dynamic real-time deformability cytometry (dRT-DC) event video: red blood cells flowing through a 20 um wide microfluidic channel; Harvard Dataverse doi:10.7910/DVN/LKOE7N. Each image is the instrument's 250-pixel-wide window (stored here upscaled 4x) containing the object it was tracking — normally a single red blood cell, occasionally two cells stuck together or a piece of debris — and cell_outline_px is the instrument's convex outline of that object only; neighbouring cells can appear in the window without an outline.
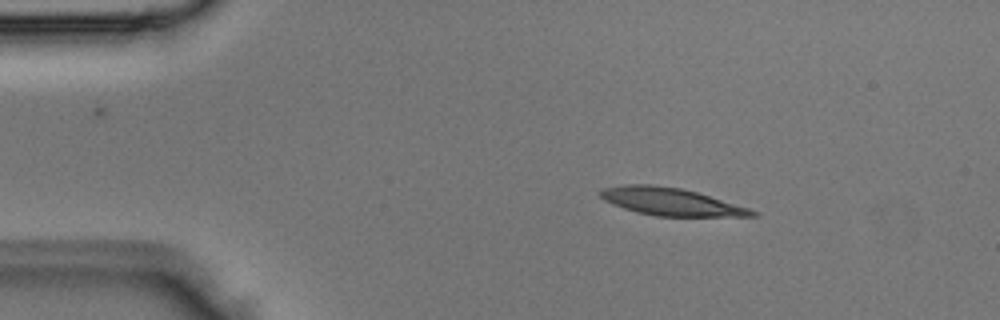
{"species": "Egyptian fruit bat (a non-hibernating species)", "species_latin": "Rousettus aegyptiacus", "temperature_condition": "room temperature", "stored_images_in_passage": 2, "camera_frame_rate_fps": 3000, "um_per_image_px": 0.085, "animal": {"sex": "male"}, "frame": {"image": 1, "passage_image": 1, "time_ms": 0.0, "image_size_px": [1000, 320], "cell_outline_px": [[760, 216], [656, 216], [636, 212], [612, 204], [604, 200], [600, 196], [600, 188], [624, 184], [652, 184], [680, 188], [696, 192], [748, 208], [760, 212]], "centroid_in_image_um": [56.98, 17.14], "position_along_channel_um": 28.0, "area_um2": 24.28}}
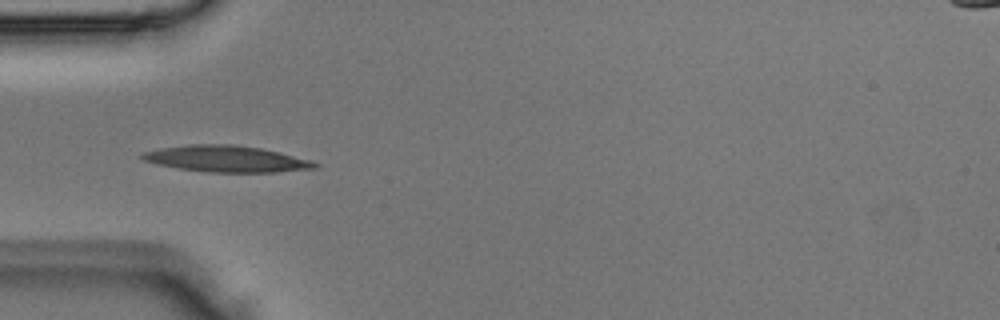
{"frame": {"image": 2, "passage_image": 2, "time_ms": 0.333, "image_size_px": [1000, 320], "cell_outline_px": [[320, 168], [276, 172], [208, 172], [180, 168], [156, 164], [144, 160], [140, 156], [144, 152], [160, 148], [188, 144], [232, 144], [260, 148], [280, 152], [312, 160], [320, 164]], "centroid_in_image_um": [19.3, 13.5], "position_along_channel_um": 65.7, "area_um2": 26.59}}